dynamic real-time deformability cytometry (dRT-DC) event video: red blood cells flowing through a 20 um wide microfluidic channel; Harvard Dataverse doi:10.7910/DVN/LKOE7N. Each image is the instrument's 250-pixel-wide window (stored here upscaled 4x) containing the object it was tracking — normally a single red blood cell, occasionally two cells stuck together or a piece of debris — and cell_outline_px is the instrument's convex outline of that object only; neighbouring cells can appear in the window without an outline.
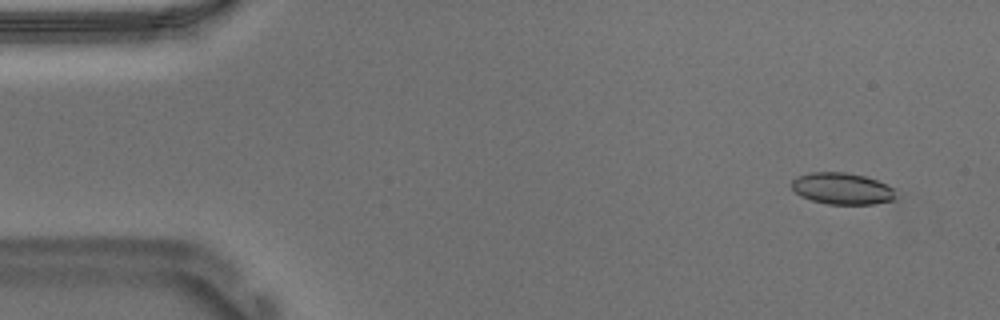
{"species": "Egyptian fruit bat (a non-hibernating species)", "species_latin": "Rousettus aegyptiacus", "temperature_condition": "warm", "stored_images_in_passage": 12, "camera_frame_rate_fps": 3000, "um_per_image_px": 0.085, "animal": {"sex": "male"}, "frame": {"image": 1, "passage_image": 3, "time_ms": 0.667, "image_size_px": [1000, 320], "cell_outline_px": [[892, 200], [872, 204], [828, 204], [812, 200], [800, 196], [792, 188], [792, 180], [796, 176], [812, 172], [844, 172], [864, 176], [876, 180], [892, 188]], "centroid_in_image_um": [71.49, 16.02], "position_along_channel_um": 13.5, "area_um2": 18.79}}